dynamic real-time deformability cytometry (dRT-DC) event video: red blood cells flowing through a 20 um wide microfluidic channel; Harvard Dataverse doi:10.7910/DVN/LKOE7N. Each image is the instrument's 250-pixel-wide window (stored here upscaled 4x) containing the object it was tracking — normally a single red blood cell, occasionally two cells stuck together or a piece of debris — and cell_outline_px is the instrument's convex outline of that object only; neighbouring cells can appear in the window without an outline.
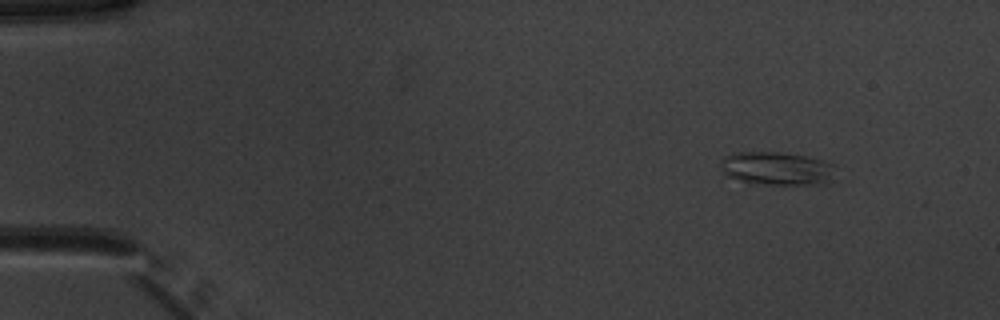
{"species": "common noctule bat (a hibernating species)", "species_latin": "Nyctalus noctula", "temperature_condition": "warm", "stored_images_in_passage": 49, "segment_of_instrument_passage": [1, 2], "camera_frame_rate_fps": 3000, "um_per_image_px": 0.085, "animal": {"sex": "male", "body_mass_g": 20.1, "forearm_length_mm": 53.5}, "frame": {"image": 1, "passage_image": 1, "time_ms": 0.0, "image_size_px": [1000, 320], "cell_outline_px": [[840, 168], [824, 180], [812, 184], [748, 184], [724, 176], [720, 164], [724, 156], [736, 152], [784, 152], [808, 156], [824, 160], [836, 164]], "centroid_in_image_um": [65.96, 14.3], "position_along_channel_um": 19.0, "area_um2": 22.6}}
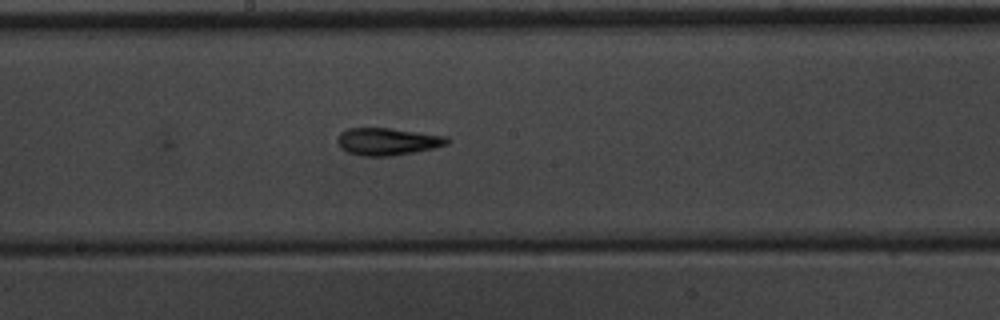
{"frame": {"image": 2, "passage_image": 24, "time_ms": 7.667, "image_size_px": [1000, 320], "cell_outline_px": [[452, 140], [448, 144], [432, 148], [392, 156], [360, 156], [348, 152], [340, 148], [336, 140], [340, 132], [348, 128], [388, 128], [448, 136]], "centroid_in_image_um": [32.92, 12.03], "position_along_channel_um": 215.3, "area_um2": 17.51}}
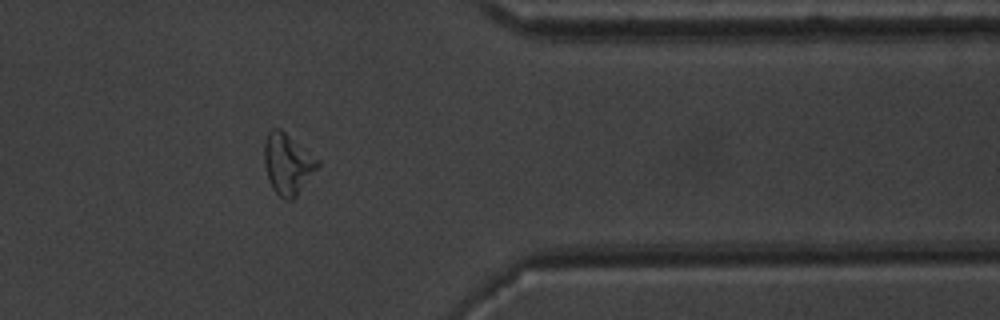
{"frame": {"image": 3, "passage_image": 38, "time_ms": 12.333, "image_size_px": [1000, 320], "cell_outline_px": [[320, 164], [296, 196], [292, 200], [284, 200], [272, 188], [264, 164], [264, 144], [268, 132], [272, 128], [280, 128], [320, 160]], "centroid_in_image_um": [24.44, 13.92], "position_along_channel_um": 387.0, "area_um2": 18.73}}